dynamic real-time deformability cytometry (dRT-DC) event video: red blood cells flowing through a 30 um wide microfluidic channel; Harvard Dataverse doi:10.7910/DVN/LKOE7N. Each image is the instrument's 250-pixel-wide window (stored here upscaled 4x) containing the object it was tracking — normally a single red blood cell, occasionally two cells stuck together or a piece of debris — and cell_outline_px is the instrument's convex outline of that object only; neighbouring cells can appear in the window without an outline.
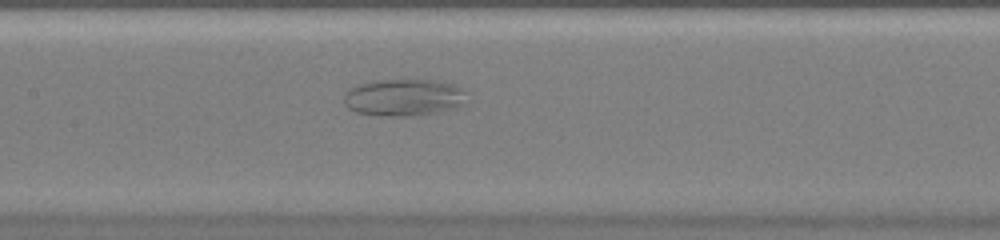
{"species": "common noctule bat (a hibernating species)", "species_latin": "Nyctalus noctula", "temperature_condition": "warm", "stored_images_in_passage": 33, "camera_frame_rate_fps": 3000, "um_per_image_px": 0.085, "animal": {"sex": "female", "body_mass_g": 20.0, "forearm_length_mm": 54.0}, "frame": {"image": 1, "passage_image": 12, "time_ms": 3.667, "image_size_px": [1000, 240], "cell_outline_px": [[468, 104], [452, 108], [432, 112], [404, 116], [380, 116], [356, 112], [348, 108], [344, 104], [344, 92], [356, 84], [376, 80], [440, 80], [452, 84], [460, 88], [464, 92]], "centroid_in_image_um": [34.28, 8.27], "position_along_channel_um": 173.1, "area_um2": 26.53}}
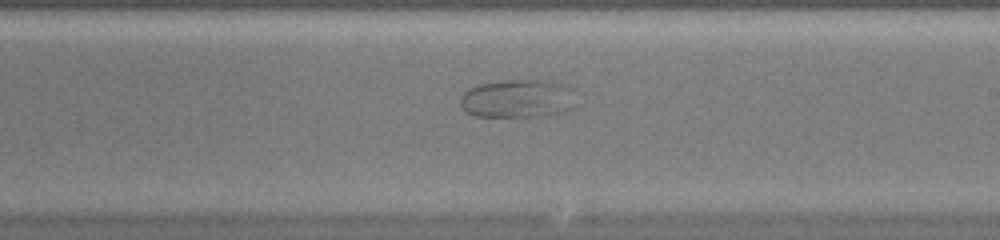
{"frame": {"image": 2, "passage_image": 17, "time_ms": 5.333, "image_size_px": [1000, 240], "cell_outline_px": [[576, 108], [564, 112], [544, 116], [476, 116], [468, 112], [460, 104], [460, 96], [468, 88], [480, 84], [504, 80], [544, 80], [568, 84], [576, 88]], "centroid_in_image_um": [44.13, 8.37], "position_along_channel_um": 244.9, "area_um2": 26.53}}